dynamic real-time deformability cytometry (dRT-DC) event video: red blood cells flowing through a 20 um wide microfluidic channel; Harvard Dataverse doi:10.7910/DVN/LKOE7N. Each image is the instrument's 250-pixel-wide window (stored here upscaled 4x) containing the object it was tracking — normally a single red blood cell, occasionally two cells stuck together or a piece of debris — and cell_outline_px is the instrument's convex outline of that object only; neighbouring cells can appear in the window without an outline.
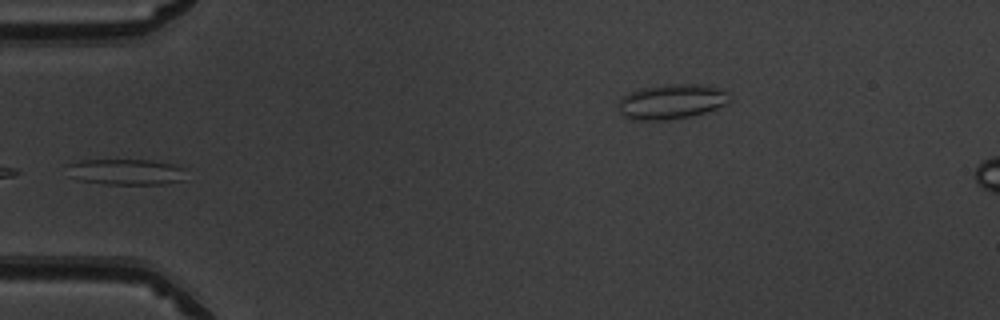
{"species": "common noctule bat (a hibernating species)", "species_latin": "Nyctalus noctula", "temperature_condition": "warm", "stored_images_in_passage": 9, "camera_frame_rate_fps": 3000, "um_per_image_px": 0.085, "animal": {"sex": "male", "body_mass_g": 19.5, "forearm_length_mm": 54.6}, "frame": {"image": 1, "passage_image": 1, "time_ms": 0.0, "image_size_px": [1000, 320], "cell_outline_px": [[184, 180], [168, 184], [104, 184], [80, 180], [72, 176], [68, 164], [80, 160], [152, 160], [172, 164], [184, 168]], "centroid_in_image_um": [10.77, 14.61], "position_along_channel_um": 74.2, "area_um2": 17.8}}